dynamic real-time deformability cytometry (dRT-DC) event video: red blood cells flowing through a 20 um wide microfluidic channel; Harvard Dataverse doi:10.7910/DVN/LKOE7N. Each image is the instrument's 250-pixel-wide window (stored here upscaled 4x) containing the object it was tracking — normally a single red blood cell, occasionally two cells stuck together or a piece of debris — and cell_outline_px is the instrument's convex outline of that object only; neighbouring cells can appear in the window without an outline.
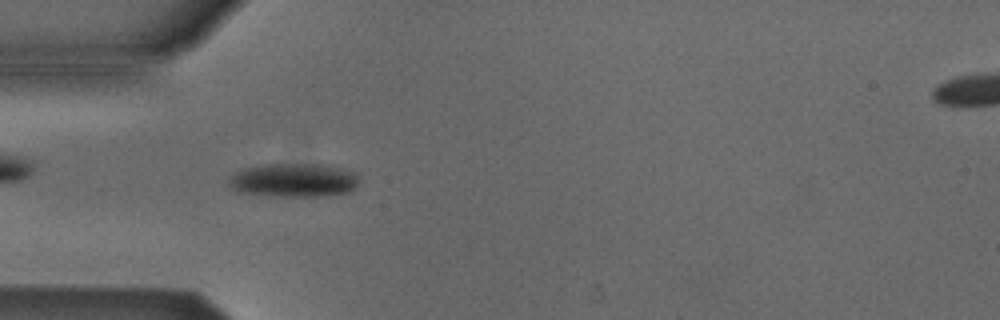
{"species": "Egyptian fruit bat (a non-hibernating species)", "species_latin": "Rousettus aegyptiacus", "temperature_condition": "cold", "stored_images_in_passage": 44, "camera_frame_rate_fps": 3000, "um_per_image_px": 0.085, "animal": {"sex": "male"}, "frame": {"image": 1, "passage_image": 7, "time_ms": 2.0, "image_size_px": [1000, 320], "cell_outline_px": [[356, 184], [348, 192], [320, 196], [272, 196], [240, 192], [232, 188], [228, 184], [228, 180], [232, 172], [264, 164], [328, 164], [352, 172], [356, 176]], "centroid_in_image_um": [24.9, 15.31], "position_along_channel_um": 60.1, "area_um2": 25.37}}
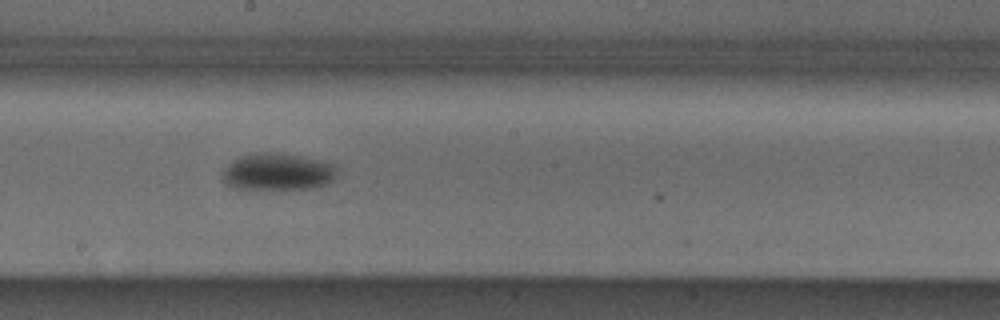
{"frame": {"image": 2, "passage_image": 20, "time_ms": 6.333, "image_size_px": [1000, 320], "cell_outline_px": [[336, 176], [328, 184], [312, 188], [236, 188], [228, 184], [224, 180], [224, 172], [228, 164], [240, 156], [256, 152], [276, 152], [296, 156], [332, 164], [336, 168]], "centroid_in_image_um": [23.61, 14.59], "position_along_channel_um": 224.6, "area_um2": 23.99}}
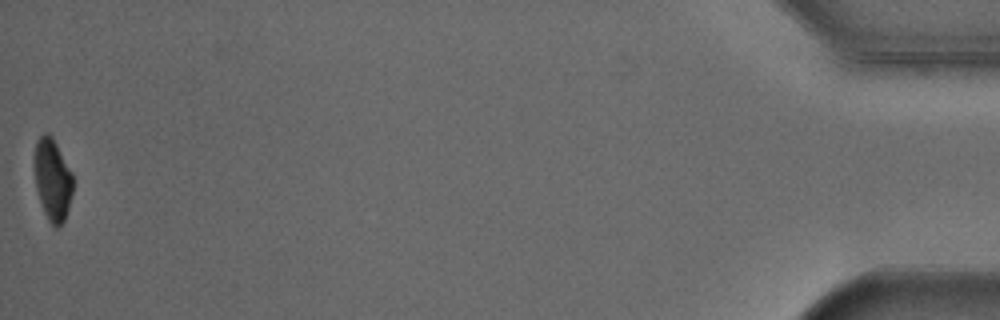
{"frame": {"image": 3, "passage_image": 44, "time_ms": 14.333, "image_size_px": [1000, 320], "cell_outline_px": [[72, 192], [68, 208], [64, 220], [56, 228], [48, 220], [44, 212], [36, 188], [36, 144], [40, 136], [44, 132], [48, 132], [52, 136], [72, 172]], "centroid_in_image_um": [4.49, 15.26], "position_along_channel_um": 430.7, "area_um2": 17.8}, "authors_computed_cell_mechanics": {"area_um2": 23.1489, "velocity_mm_per_s": 3.8644, "shape_relaxation_time_tau1_ms": 3.1821, "shape_relaxation_time_tau2_ms": null, "deformation_change_tau1": 0.0988, "deformation_change_tau2": null}}